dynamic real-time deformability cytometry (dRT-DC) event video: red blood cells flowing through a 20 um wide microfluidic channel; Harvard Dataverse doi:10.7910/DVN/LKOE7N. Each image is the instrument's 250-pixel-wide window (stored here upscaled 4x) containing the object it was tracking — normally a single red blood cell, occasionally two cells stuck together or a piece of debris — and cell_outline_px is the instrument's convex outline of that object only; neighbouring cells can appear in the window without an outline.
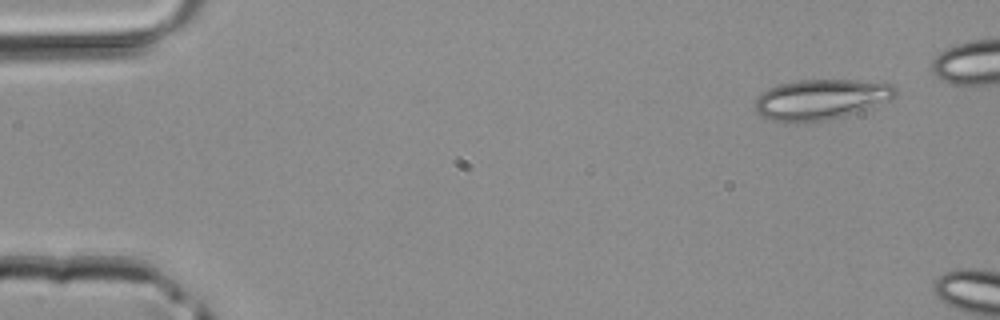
{"species": "common noctule bat (a hibernating species)", "species_latin": "Nyctalus noctula", "temperature_condition": "room temperature", "stored_images_in_passage": 2, "camera_frame_rate_fps": 3000, "um_per_image_px": 0.085, "animal": {"sex": "male", "body_mass_g": 20.4}, "frame": {"image": 1, "passage_image": 1, "time_ms": 0.0, "image_size_px": [1000, 320], "cell_outline_px": [[896, 96], [888, 100], [868, 108], [844, 116], [824, 120], [772, 120], [756, 112], [756, 100], [764, 92], [780, 84], [800, 80], [852, 80], [892, 84], [896, 88]], "centroid_in_image_um": [69.83, 8.42], "position_along_channel_um": 15.2, "area_um2": 31.85}}